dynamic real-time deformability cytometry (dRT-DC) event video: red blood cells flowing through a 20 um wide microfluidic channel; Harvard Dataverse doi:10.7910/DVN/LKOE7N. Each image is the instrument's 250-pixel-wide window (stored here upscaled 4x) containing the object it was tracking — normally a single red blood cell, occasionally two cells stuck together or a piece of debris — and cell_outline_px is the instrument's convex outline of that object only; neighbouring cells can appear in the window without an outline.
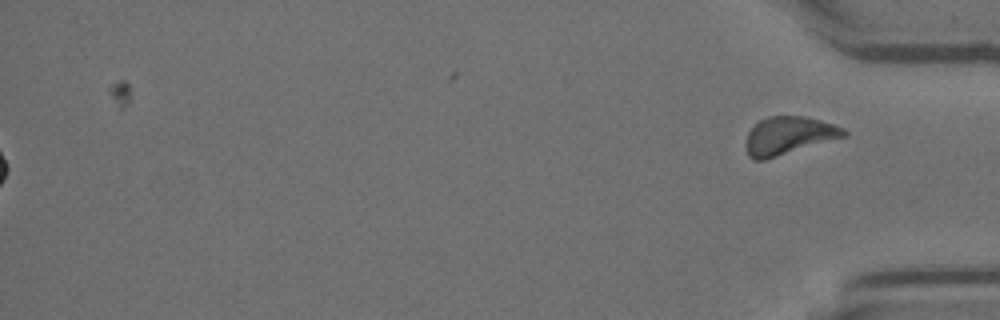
{"species": "Egyptian fruit bat (a non-hibernating species)", "species_latin": "Rousettus aegyptiacus", "temperature_condition": "room temperature", "stored_images_in_passage": 45, "segment_of_instrument_passage": [2, 2], "camera_frame_rate_fps": 3000, "um_per_image_px": 0.085, "animal": {"sex": "female"}, "frame": {"image": 1, "passage_image": 45, "time_ms": 14.667, "image_size_px": [1000, 320], "cell_outline_px": [[848, 136], [764, 160], [752, 160], [748, 156], [744, 148], [744, 144], [748, 132], [760, 120], [768, 116], [804, 116], [820, 120], [844, 128], [848, 132]], "centroid_in_image_um": [67.02, 11.54], "position_along_channel_um": 368.2, "area_um2": 21.85}}